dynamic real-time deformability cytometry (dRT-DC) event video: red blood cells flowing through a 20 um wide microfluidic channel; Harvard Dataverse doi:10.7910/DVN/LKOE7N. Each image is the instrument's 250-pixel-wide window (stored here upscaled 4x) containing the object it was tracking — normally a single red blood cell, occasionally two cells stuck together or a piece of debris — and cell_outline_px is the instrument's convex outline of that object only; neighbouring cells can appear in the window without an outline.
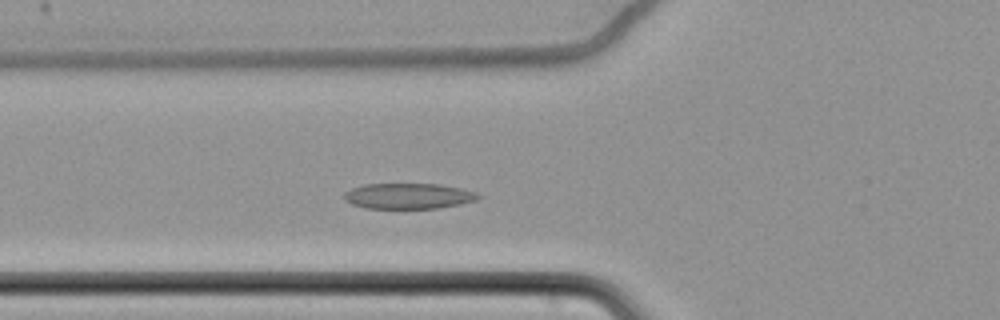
{"species": "common noctule bat (a hibernating species)", "species_latin": "Nyctalus noctula", "temperature_condition": "cold", "stored_images_in_passage": 48, "camera_frame_rate_fps": 3000, "um_per_image_px": 0.085, "animal": {"sex": "female", "body_mass_g": 22.7, "forearm_length_mm": 54.2}, "frame": {"image": 1, "passage_image": 10, "time_ms": 3.0, "image_size_px": [1000, 320], "cell_outline_px": [[480, 196], [476, 200], [460, 204], [436, 208], [368, 208], [352, 204], [344, 200], [344, 192], [352, 188], [364, 184], [440, 184], [460, 188], [476, 192]], "centroid_in_image_um": [34.7, 16.65], "position_along_channel_um": 91.1, "area_um2": 19.88}}
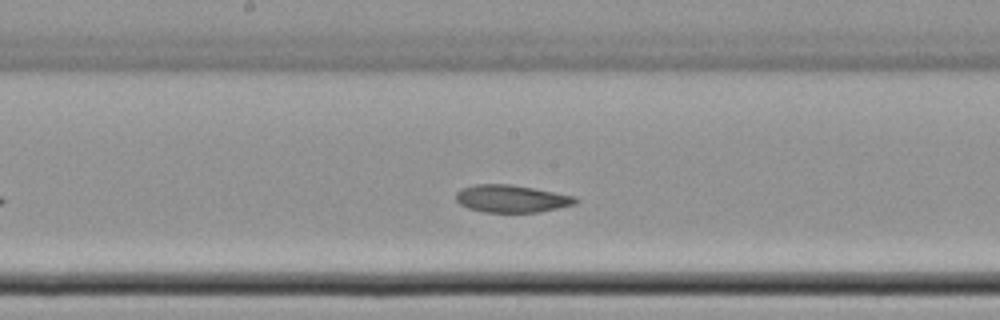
{"frame": {"image": 2, "passage_image": 20, "time_ms": 6.333, "image_size_px": [1000, 320], "cell_outline_px": [[580, 200], [576, 204], [536, 212], [484, 212], [468, 208], [460, 204], [456, 200], [456, 192], [460, 188], [476, 184], [508, 184], [532, 188], [576, 196]], "centroid_in_image_um": [43.46, 16.88], "position_along_channel_um": 204.7, "area_um2": 19.07}}
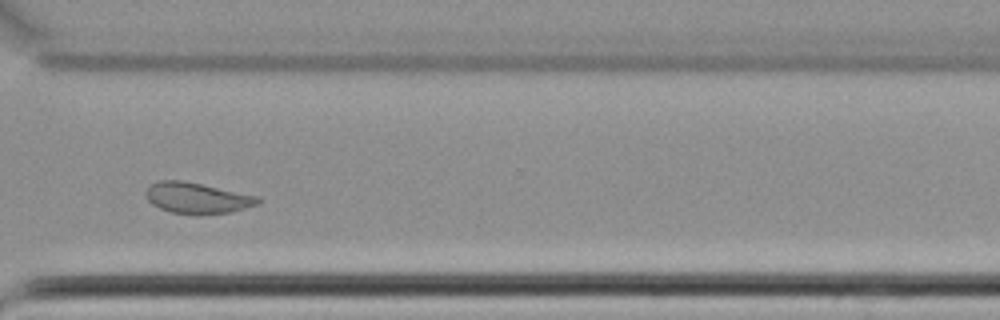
{"frame": {"image": 3, "passage_image": 33, "time_ms": 10.667, "image_size_px": [1000, 320], "cell_outline_px": [[260, 204], [232, 212], [172, 212], [160, 208], [152, 204], [148, 200], [144, 192], [152, 184], [160, 180], [180, 180], [260, 196]], "centroid_in_image_um": [16.78, 16.8], "position_along_channel_um": 353.8, "area_um2": 19.54}, "authors_computed_cell_mechanics": {"area_um2": 20.519, "velocity_mm_per_s": 3.416, "shape_relaxation_time_tau1_ms": 8.6045, "shape_relaxation_time_tau2_ms": 4.9521, "deformation_change_tau1": 0.1395, "deformation_change_tau2": 0.1005}}